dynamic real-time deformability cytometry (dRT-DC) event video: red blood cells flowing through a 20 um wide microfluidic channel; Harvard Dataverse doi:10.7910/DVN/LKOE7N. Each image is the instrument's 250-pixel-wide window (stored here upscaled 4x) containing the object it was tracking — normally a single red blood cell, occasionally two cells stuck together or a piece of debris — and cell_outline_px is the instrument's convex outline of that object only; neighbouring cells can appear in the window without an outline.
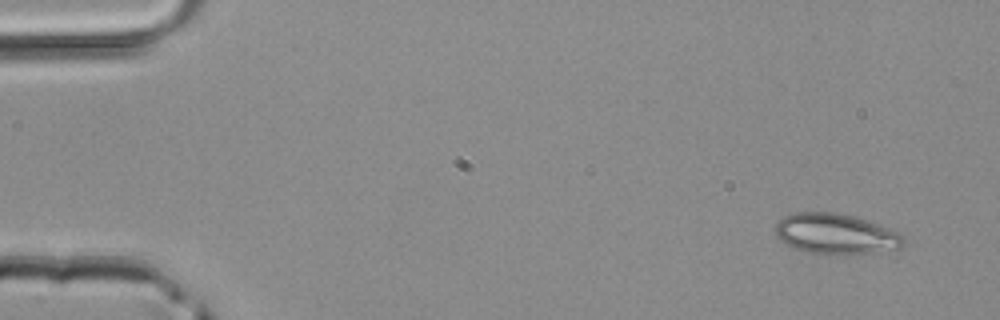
{"species": "common noctule bat (a hibernating species)", "species_latin": "Nyctalus noctula", "temperature_condition": "room temperature", "stored_images_in_passage": 2, "camera_frame_rate_fps": 3000, "um_per_image_px": 0.085, "animal": {"sex": "male", "body_mass_g": 20.4}, "frame": {"image": 1, "passage_image": 1, "time_ms": 0.0, "image_size_px": [1000, 320], "cell_outline_px": [[904, 248], [876, 252], [808, 252], [796, 248], [780, 240], [776, 236], [776, 220], [792, 212], [832, 212], [852, 216], [900, 232], [904, 236]], "centroid_in_image_um": [71.04, 19.84], "position_along_channel_um": 14.0, "area_um2": 29.54}}